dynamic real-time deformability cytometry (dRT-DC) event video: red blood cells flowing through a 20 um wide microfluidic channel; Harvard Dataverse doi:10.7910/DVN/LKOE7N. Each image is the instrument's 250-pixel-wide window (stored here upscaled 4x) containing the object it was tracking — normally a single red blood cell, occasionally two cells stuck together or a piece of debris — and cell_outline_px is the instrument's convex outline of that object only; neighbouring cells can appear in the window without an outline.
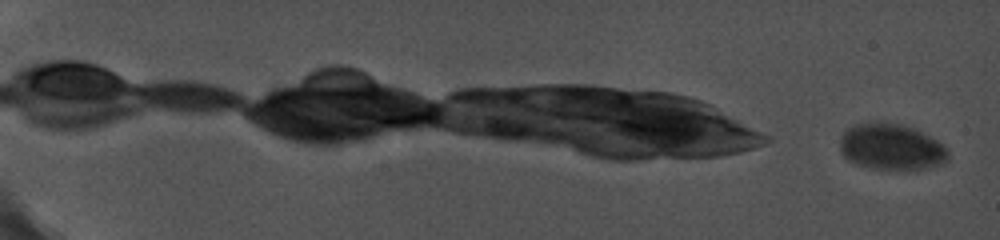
{"species": "common noctule bat (a hibernating species)", "species_latin": "Nyctalus noctula", "temperature_condition": "cold", "stored_images_in_passage": 19, "camera_frame_rate_fps": 5000, "um_per_image_px": 0.085, "animal": {"sex": "female", "body_mass_g": 19.0, "forearm_length_mm": 56.7}, "frame": {"image": 1, "passage_image": 2, "time_ms": 0.6, "image_size_px": [1000, 240], "cell_outline_px": [[948, 160], [944, 164], [924, 168], [872, 168], [856, 164], [848, 160], [840, 152], [840, 136], [848, 128], [856, 124], [880, 120], [904, 124], [944, 144], [948, 152]], "centroid_in_image_um": [75.73, 12.45], "position_along_channel_um": 9.3, "area_um2": 29.13}}
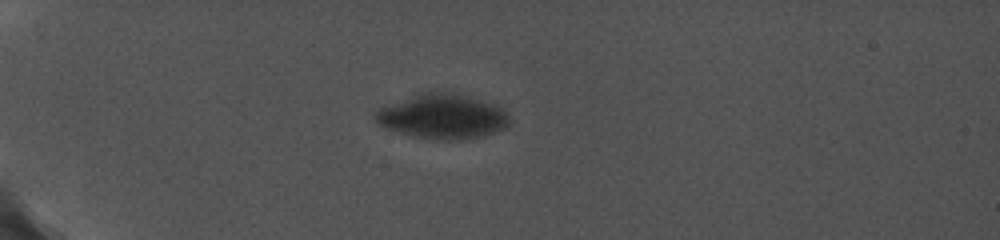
{"frame": {"image": 2, "passage_image": 16, "time_ms": 6.8, "image_size_px": [1000, 240], "cell_outline_px": [[508, 124], [504, 128], [484, 136], [460, 140], [436, 140], [412, 136], [384, 128], [376, 120], [376, 112], [380, 108], [420, 92], [452, 92], [496, 104], [504, 108], [508, 116]], "centroid_in_image_um": [37.64, 9.91], "position_along_channel_um": 47.4, "area_um2": 34.85}}